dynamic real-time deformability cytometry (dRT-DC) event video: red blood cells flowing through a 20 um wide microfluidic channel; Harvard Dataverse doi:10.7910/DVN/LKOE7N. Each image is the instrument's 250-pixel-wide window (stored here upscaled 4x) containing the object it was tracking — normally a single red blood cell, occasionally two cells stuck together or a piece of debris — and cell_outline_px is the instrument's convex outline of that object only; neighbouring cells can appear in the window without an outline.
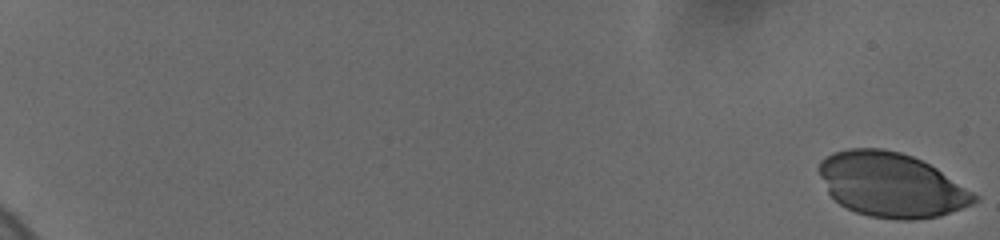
{"species": "human", "species_latin": "Homo sapiens", "temperature_condition": "cold", "stored_images_in_passage": 51, "camera_frame_rate_fps": 3000, "um_per_image_px": 0.085, "donor": {"sex": "female"}, "frame": {"image": 1, "passage_image": 1, "time_ms": 0.0, "image_size_px": [1000, 240], "cell_outline_px": [[980, 200], [972, 204], [940, 216], [916, 220], [896, 220], [868, 216], [856, 212], [840, 204], [828, 192], [816, 168], [820, 160], [832, 152], [848, 148], [884, 148], [900, 152], [912, 156], [936, 168], [980, 196]], "centroid_in_image_um": [75.75, 15.71], "position_along_channel_um": 9.2, "area_um2": 58.55}}
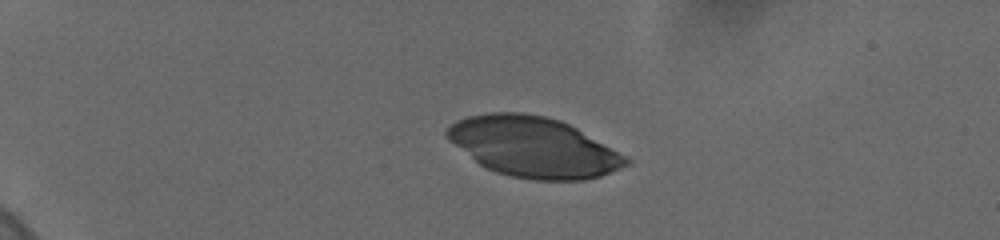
{"frame": {"image": 2, "passage_image": 35, "time_ms": 5.0, "image_size_px": [1000, 240], "cell_outline_px": [[632, 164], [600, 176], [584, 180], [536, 180], [512, 176], [496, 172], [480, 164], [448, 140], [444, 136], [444, 132], [456, 120], [468, 116], [488, 112], [524, 112], [544, 116], [560, 120], [576, 128], [628, 156], [632, 160]], "centroid_in_image_um": [45.36, 12.49], "position_along_channel_um": 39.6, "area_um2": 62.71}}